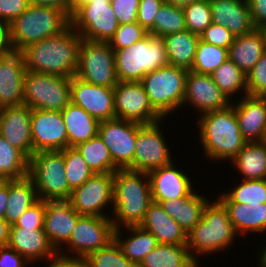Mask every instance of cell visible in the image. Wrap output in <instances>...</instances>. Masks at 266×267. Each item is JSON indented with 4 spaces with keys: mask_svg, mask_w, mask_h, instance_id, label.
<instances>
[{
    "mask_svg": "<svg viewBox=\"0 0 266 267\" xmlns=\"http://www.w3.org/2000/svg\"><path fill=\"white\" fill-rule=\"evenodd\" d=\"M81 40L70 24L63 32L27 46L21 51L26 70L72 78Z\"/></svg>",
    "mask_w": 266,
    "mask_h": 267,
    "instance_id": "cell-1",
    "label": "cell"
},
{
    "mask_svg": "<svg viewBox=\"0 0 266 267\" xmlns=\"http://www.w3.org/2000/svg\"><path fill=\"white\" fill-rule=\"evenodd\" d=\"M113 208L111 220L114 228L139 226L153 202L148 174L130 169L113 173Z\"/></svg>",
    "mask_w": 266,
    "mask_h": 267,
    "instance_id": "cell-2",
    "label": "cell"
},
{
    "mask_svg": "<svg viewBox=\"0 0 266 267\" xmlns=\"http://www.w3.org/2000/svg\"><path fill=\"white\" fill-rule=\"evenodd\" d=\"M197 124L202 151L212 161H231L247 144L231 104L224 109L201 114Z\"/></svg>",
    "mask_w": 266,
    "mask_h": 267,
    "instance_id": "cell-3",
    "label": "cell"
},
{
    "mask_svg": "<svg viewBox=\"0 0 266 267\" xmlns=\"http://www.w3.org/2000/svg\"><path fill=\"white\" fill-rule=\"evenodd\" d=\"M237 235L227 208L216 198L206 204L202 219L187 233V247L193 258L216 254L232 247Z\"/></svg>",
    "mask_w": 266,
    "mask_h": 267,
    "instance_id": "cell-4",
    "label": "cell"
},
{
    "mask_svg": "<svg viewBox=\"0 0 266 267\" xmlns=\"http://www.w3.org/2000/svg\"><path fill=\"white\" fill-rule=\"evenodd\" d=\"M71 24L70 16L62 9L51 6L29 5L10 23L14 51L63 32Z\"/></svg>",
    "mask_w": 266,
    "mask_h": 267,
    "instance_id": "cell-5",
    "label": "cell"
},
{
    "mask_svg": "<svg viewBox=\"0 0 266 267\" xmlns=\"http://www.w3.org/2000/svg\"><path fill=\"white\" fill-rule=\"evenodd\" d=\"M114 52L118 81L140 82L147 73L169 65L164 41L151 34Z\"/></svg>",
    "mask_w": 266,
    "mask_h": 267,
    "instance_id": "cell-6",
    "label": "cell"
},
{
    "mask_svg": "<svg viewBox=\"0 0 266 267\" xmlns=\"http://www.w3.org/2000/svg\"><path fill=\"white\" fill-rule=\"evenodd\" d=\"M28 177L38 199L69 200L72 189L65 177L64 150L38 151L29 159Z\"/></svg>",
    "mask_w": 266,
    "mask_h": 267,
    "instance_id": "cell-7",
    "label": "cell"
},
{
    "mask_svg": "<svg viewBox=\"0 0 266 267\" xmlns=\"http://www.w3.org/2000/svg\"><path fill=\"white\" fill-rule=\"evenodd\" d=\"M187 74V69L167 65L147 73L140 81L152 107L164 119L184 107Z\"/></svg>",
    "mask_w": 266,
    "mask_h": 267,
    "instance_id": "cell-8",
    "label": "cell"
},
{
    "mask_svg": "<svg viewBox=\"0 0 266 267\" xmlns=\"http://www.w3.org/2000/svg\"><path fill=\"white\" fill-rule=\"evenodd\" d=\"M71 103V78L26 71L24 105L30 109L62 111Z\"/></svg>",
    "mask_w": 266,
    "mask_h": 267,
    "instance_id": "cell-9",
    "label": "cell"
},
{
    "mask_svg": "<svg viewBox=\"0 0 266 267\" xmlns=\"http://www.w3.org/2000/svg\"><path fill=\"white\" fill-rule=\"evenodd\" d=\"M75 76L94 85L114 88L118 79L115 52L109 42L82 39Z\"/></svg>",
    "mask_w": 266,
    "mask_h": 267,
    "instance_id": "cell-10",
    "label": "cell"
},
{
    "mask_svg": "<svg viewBox=\"0 0 266 267\" xmlns=\"http://www.w3.org/2000/svg\"><path fill=\"white\" fill-rule=\"evenodd\" d=\"M70 19L82 39L95 42H109L119 26L110 0H91Z\"/></svg>",
    "mask_w": 266,
    "mask_h": 267,
    "instance_id": "cell-11",
    "label": "cell"
},
{
    "mask_svg": "<svg viewBox=\"0 0 266 267\" xmlns=\"http://www.w3.org/2000/svg\"><path fill=\"white\" fill-rule=\"evenodd\" d=\"M114 231L111 217L81 215L65 244L69 249L66 250L72 257L85 259L89 254L107 247L114 240Z\"/></svg>",
    "mask_w": 266,
    "mask_h": 267,
    "instance_id": "cell-12",
    "label": "cell"
},
{
    "mask_svg": "<svg viewBox=\"0 0 266 267\" xmlns=\"http://www.w3.org/2000/svg\"><path fill=\"white\" fill-rule=\"evenodd\" d=\"M163 121L162 119L150 124L139 123L133 158V171L149 173L153 169L173 162L170 148L166 143L167 138L163 135L162 126L160 127Z\"/></svg>",
    "mask_w": 266,
    "mask_h": 267,
    "instance_id": "cell-13",
    "label": "cell"
},
{
    "mask_svg": "<svg viewBox=\"0 0 266 267\" xmlns=\"http://www.w3.org/2000/svg\"><path fill=\"white\" fill-rule=\"evenodd\" d=\"M113 173H94L72 190L70 203L80 215L110 217L104 210L113 208Z\"/></svg>",
    "mask_w": 266,
    "mask_h": 267,
    "instance_id": "cell-14",
    "label": "cell"
},
{
    "mask_svg": "<svg viewBox=\"0 0 266 267\" xmlns=\"http://www.w3.org/2000/svg\"><path fill=\"white\" fill-rule=\"evenodd\" d=\"M139 123L114 118L99 122L98 135L109 149L119 169H133V158Z\"/></svg>",
    "mask_w": 266,
    "mask_h": 267,
    "instance_id": "cell-15",
    "label": "cell"
},
{
    "mask_svg": "<svg viewBox=\"0 0 266 267\" xmlns=\"http://www.w3.org/2000/svg\"><path fill=\"white\" fill-rule=\"evenodd\" d=\"M115 116L141 124L164 119L151 105L141 82L118 81L114 87Z\"/></svg>",
    "mask_w": 266,
    "mask_h": 267,
    "instance_id": "cell-16",
    "label": "cell"
},
{
    "mask_svg": "<svg viewBox=\"0 0 266 267\" xmlns=\"http://www.w3.org/2000/svg\"><path fill=\"white\" fill-rule=\"evenodd\" d=\"M31 136L33 154L67 148L68 134L61 111L32 110Z\"/></svg>",
    "mask_w": 266,
    "mask_h": 267,
    "instance_id": "cell-17",
    "label": "cell"
},
{
    "mask_svg": "<svg viewBox=\"0 0 266 267\" xmlns=\"http://www.w3.org/2000/svg\"><path fill=\"white\" fill-rule=\"evenodd\" d=\"M71 102L83 108L99 122L116 118L112 87L94 85L73 76Z\"/></svg>",
    "mask_w": 266,
    "mask_h": 267,
    "instance_id": "cell-18",
    "label": "cell"
},
{
    "mask_svg": "<svg viewBox=\"0 0 266 267\" xmlns=\"http://www.w3.org/2000/svg\"><path fill=\"white\" fill-rule=\"evenodd\" d=\"M80 216L69 200L45 201L43 229L51 245L63 256V245L69 241Z\"/></svg>",
    "mask_w": 266,
    "mask_h": 267,
    "instance_id": "cell-19",
    "label": "cell"
},
{
    "mask_svg": "<svg viewBox=\"0 0 266 267\" xmlns=\"http://www.w3.org/2000/svg\"><path fill=\"white\" fill-rule=\"evenodd\" d=\"M193 106L200 115L228 107L231 102L210 74L188 71L183 105Z\"/></svg>",
    "mask_w": 266,
    "mask_h": 267,
    "instance_id": "cell-20",
    "label": "cell"
},
{
    "mask_svg": "<svg viewBox=\"0 0 266 267\" xmlns=\"http://www.w3.org/2000/svg\"><path fill=\"white\" fill-rule=\"evenodd\" d=\"M31 113L26 105L0 108V135L28 159L33 155Z\"/></svg>",
    "mask_w": 266,
    "mask_h": 267,
    "instance_id": "cell-21",
    "label": "cell"
},
{
    "mask_svg": "<svg viewBox=\"0 0 266 267\" xmlns=\"http://www.w3.org/2000/svg\"><path fill=\"white\" fill-rule=\"evenodd\" d=\"M176 167L173 161L147 173L153 202L189 197L195 191L190 177Z\"/></svg>",
    "mask_w": 266,
    "mask_h": 267,
    "instance_id": "cell-22",
    "label": "cell"
},
{
    "mask_svg": "<svg viewBox=\"0 0 266 267\" xmlns=\"http://www.w3.org/2000/svg\"><path fill=\"white\" fill-rule=\"evenodd\" d=\"M26 71L21 52L0 58V108L24 104Z\"/></svg>",
    "mask_w": 266,
    "mask_h": 267,
    "instance_id": "cell-23",
    "label": "cell"
},
{
    "mask_svg": "<svg viewBox=\"0 0 266 267\" xmlns=\"http://www.w3.org/2000/svg\"><path fill=\"white\" fill-rule=\"evenodd\" d=\"M8 247L21 254L30 265L48 260L58 252L51 245L43 228L10 227Z\"/></svg>",
    "mask_w": 266,
    "mask_h": 267,
    "instance_id": "cell-24",
    "label": "cell"
},
{
    "mask_svg": "<svg viewBox=\"0 0 266 267\" xmlns=\"http://www.w3.org/2000/svg\"><path fill=\"white\" fill-rule=\"evenodd\" d=\"M234 107L238 126L247 142H262L266 124V99L263 96L245 95Z\"/></svg>",
    "mask_w": 266,
    "mask_h": 267,
    "instance_id": "cell-25",
    "label": "cell"
},
{
    "mask_svg": "<svg viewBox=\"0 0 266 267\" xmlns=\"http://www.w3.org/2000/svg\"><path fill=\"white\" fill-rule=\"evenodd\" d=\"M212 21L227 28L233 35L241 36L255 27L247 0H209Z\"/></svg>",
    "mask_w": 266,
    "mask_h": 267,
    "instance_id": "cell-26",
    "label": "cell"
},
{
    "mask_svg": "<svg viewBox=\"0 0 266 267\" xmlns=\"http://www.w3.org/2000/svg\"><path fill=\"white\" fill-rule=\"evenodd\" d=\"M140 226L152 233L158 244L187 245L186 231L159 203L152 202Z\"/></svg>",
    "mask_w": 266,
    "mask_h": 267,
    "instance_id": "cell-27",
    "label": "cell"
},
{
    "mask_svg": "<svg viewBox=\"0 0 266 267\" xmlns=\"http://www.w3.org/2000/svg\"><path fill=\"white\" fill-rule=\"evenodd\" d=\"M195 190L189 197L164 200V210L188 233L201 219L206 204L210 201Z\"/></svg>",
    "mask_w": 266,
    "mask_h": 267,
    "instance_id": "cell-28",
    "label": "cell"
},
{
    "mask_svg": "<svg viewBox=\"0 0 266 267\" xmlns=\"http://www.w3.org/2000/svg\"><path fill=\"white\" fill-rule=\"evenodd\" d=\"M264 53L262 35L258 28H254L249 33L235 36L228 49V59L247 76Z\"/></svg>",
    "mask_w": 266,
    "mask_h": 267,
    "instance_id": "cell-29",
    "label": "cell"
},
{
    "mask_svg": "<svg viewBox=\"0 0 266 267\" xmlns=\"http://www.w3.org/2000/svg\"><path fill=\"white\" fill-rule=\"evenodd\" d=\"M68 134V147H76L98 134L99 121L72 102L61 111Z\"/></svg>",
    "mask_w": 266,
    "mask_h": 267,
    "instance_id": "cell-30",
    "label": "cell"
},
{
    "mask_svg": "<svg viewBox=\"0 0 266 267\" xmlns=\"http://www.w3.org/2000/svg\"><path fill=\"white\" fill-rule=\"evenodd\" d=\"M237 234L245 235L266 232V203L247 205L243 203H223ZM252 232V233H251Z\"/></svg>",
    "mask_w": 266,
    "mask_h": 267,
    "instance_id": "cell-31",
    "label": "cell"
},
{
    "mask_svg": "<svg viewBox=\"0 0 266 267\" xmlns=\"http://www.w3.org/2000/svg\"><path fill=\"white\" fill-rule=\"evenodd\" d=\"M128 231V237L122 236L124 232L122 229ZM123 228H116L114 231V240L120 246L123 254L137 265L144 259V257L153 250L157 245L156 237L149 231L139 226H127Z\"/></svg>",
    "mask_w": 266,
    "mask_h": 267,
    "instance_id": "cell-32",
    "label": "cell"
},
{
    "mask_svg": "<svg viewBox=\"0 0 266 267\" xmlns=\"http://www.w3.org/2000/svg\"><path fill=\"white\" fill-rule=\"evenodd\" d=\"M169 65L192 69L200 35L185 30L162 37Z\"/></svg>",
    "mask_w": 266,
    "mask_h": 267,
    "instance_id": "cell-33",
    "label": "cell"
},
{
    "mask_svg": "<svg viewBox=\"0 0 266 267\" xmlns=\"http://www.w3.org/2000/svg\"><path fill=\"white\" fill-rule=\"evenodd\" d=\"M38 200L33 181L27 176L8 180V200L4 219L13 225L20 216Z\"/></svg>",
    "mask_w": 266,
    "mask_h": 267,
    "instance_id": "cell-34",
    "label": "cell"
},
{
    "mask_svg": "<svg viewBox=\"0 0 266 267\" xmlns=\"http://www.w3.org/2000/svg\"><path fill=\"white\" fill-rule=\"evenodd\" d=\"M231 161L242 179H266V143L247 142Z\"/></svg>",
    "mask_w": 266,
    "mask_h": 267,
    "instance_id": "cell-35",
    "label": "cell"
},
{
    "mask_svg": "<svg viewBox=\"0 0 266 267\" xmlns=\"http://www.w3.org/2000/svg\"><path fill=\"white\" fill-rule=\"evenodd\" d=\"M192 258L187 245L158 244L138 267H183Z\"/></svg>",
    "mask_w": 266,
    "mask_h": 267,
    "instance_id": "cell-36",
    "label": "cell"
},
{
    "mask_svg": "<svg viewBox=\"0 0 266 267\" xmlns=\"http://www.w3.org/2000/svg\"><path fill=\"white\" fill-rule=\"evenodd\" d=\"M29 159L0 135V180H18L28 176Z\"/></svg>",
    "mask_w": 266,
    "mask_h": 267,
    "instance_id": "cell-37",
    "label": "cell"
},
{
    "mask_svg": "<svg viewBox=\"0 0 266 267\" xmlns=\"http://www.w3.org/2000/svg\"><path fill=\"white\" fill-rule=\"evenodd\" d=\"M228 192V193H227ZM218 199L222 203H243L249 206L266 203V179H242Z\"/></svg>",
    "mask_w": 266,
    "mask_h": 267,
    "instance_id": "cell-38",
    "label": "cell"
},
{
    "mask_svg": "<svg viewBox=\"0 0 266 267\" xmlns=\"http://www.w3.org/2000/svg\"><path fill=\"white\" fill-rule=\"evenodd\" d=\"M76 148L94 173H114L119 169L113 163L108 147L98 134L78 144Z\"/></svg>",
    "mask_w": 266,
    "mask_h": 267,
    "instance_id": "cell-39",
    "label": "cell"
},
{
    "mask_svg": "<svg viewBox=\"0 0 266 267\" xmlns=\"http://www.w3.org/2000/svg\"><path fill=\"white\" fill-rule=\"evenodd\" d=\"M211 77L231 102L236 93L247 95V76L231 60L227 59L211 74Z\"/></svg>",
    "mask_w": 266,
    "mask_h": 267,
    "instance_id": "cell-40",
    "label": "cell"
},
{
    "mask_svg": "<svg viewBox=\"0 0 266 267\" xmlns=\"http://www.w3.org/2000/svg\"><path fill=\"white\" fill-rule=\"evenodd\" d=\"M185 30L187 29L182 6L164 2L157 11L153 27L148 31V34L162 38Z\"/></svg>",
    "mask_w": 266,
    "mask_h": 267,
    "instance_id": "cell-41",
    "label": "cell"
},
{
    "mask_svg": "<svg viewBox=\"0 0 266 267\" xmlns=\"http://www.w3.org/2000/svg\"><path fill=\"white\" fill-rule=\"evenodd\" d=\"M228 59V49L199 40L191 71L212 74Z\"/></svg>",
    "mask_w": 266,
    "mask_h": 267,
    "instance_id": "cell-42",
    "label": "cell"
},
{
    "mask_svg": "<svg viewBox=\"0 0 266 267\" xmlns=\"http://www.w3.org/2000/svg\"><path fill=\"white\" fill-rule=\"evenodd\" d=\"M64 160L65 177L72 190L81 186L94 174L76 147L64 149Z\"/></svg>",
    "mask_w": 266,
    "mask_h": 267,
    "instance_id": "cell-43",
    "label": "cell"
},
{
    "mask_svg": "<svg viewBox=\"0 0 266 267\" xmlns=\"http://www.w3.org/2000/svg\"><path fill=\"white\" fill-rule=\"evenodd\" d=\"M85 260L87 267H138L123 254L115 240L107 247L89 254Z\"/></svg>",
    "mask_w": 266,
    "mask_h": 267,
    "instance_id": "cell-44",
    "label": "cell"
},
{
    "mask_svg": "<svg viewBox=\"0 0 266 267\" xmlns=\"http://www.w3.org/2000/svg\"><path fill=\"white\" fill-rule=\"evenodd\" d=\"M186 29L200 35L213 21L209 0L191 2L182 6Z\"/></svg>",
    "mask_w": 266,
    "mask_h": 267,
    "instance_id": "cell-45",
    "label": "cell"
},
{
    "mask_svg": "<svg viewBox=\"0 0 266 267\" xmlns=\"http://www.w3.org/2000/svg\"><path fill=\"white\" fill-rule=\"evenodd\" d=\"M147 34L148 32L138 22L119 24L109 44L114 51L120 50L132 46Z\"/></svg>",
    "mask_w": 266,
    "mask_h": 267,
    "instance_id": "cell-46",
    "label": "cell"
},
{
    "mask_svg": "<svg viewBox=\"0 0 266 267\" xmlns=\"http://www.w3.org/2000/svg\"><path fill=\"white\" fill-rule=\"evenodd\" d=\"M266 93V52L247 74V95L263 96Z\"/></svg>",
    "mask_w": 266,
    "mask_h": 267,
    "instance_id": "cell-47",
    "label": "cell"
},
{
    "mask_svg": "<svg viewBox=\"0 0 266 267\" xmlns=\"http://www.w3.org/2000/svg\"><path fill=\"white\" fill-rule=\"evenodd\" d=\"M234 39L235 35L227 28L213 22L200 34V40L203 42L227 49L234 42Z\"/></svg>",
    "mask_w": 266,
    "mask_h": 267,
    "instance_id": "cell-48",
    "label": "cell"
},
{
    "mask_svg": "<svg viewBox=\"0 0 266 267\" xmlns=\"http://www.w3.org/2000/svg\"><path fill=\"white\" fill-rule=\"evenodd\" d=\"M45 215V201L38 199L15 222L21 228H43Z\"/></svg>",
    "mask_w": 266,
    "mask_h": 267,
    "instance_id": "cell-49",
    "label": "cell"
},
{
    "mask_svg": "<svg viewBox=\"0 0 266 267\" xmlns=\"http://www.w3.org/2000/svg\"><path fill=\"white\" fill-rule=\"evenodd\" d=\"M110 2L119 24L137 22L140 0H111Z\"/></svg>",
    "mask_w": 266,
    "mask_h": 267,
    "instance_id": "cell-50",
    "label": "cell"
},
{
    "mask_svg": "<svg viewBox=\"0 0 266 267\" xmlns=\"http://www.w3.org/2000/svg\"><path fill=\"white\" fill-rule=\"evenodd\" d=\"M164 0H140L137 22L148 32L153 27L155 15Z\"/></svg>",
    "mask_w": 266,
    "mask_h": 267,
    "instance_id": "cell-51",
    "label": "cell"
},
{
    "mask_svg": "<svg viewBox=\"0 0 266 267\" xmlns=\"http://www.w3.org/2000/svg\"><path fill=\"white\" fill-rule=\"evenodd\" d=\"M30 5L29 0H0V18L9 24Z\"/></svg>",
    "mask_w": 266,
    "mask_h": 267,
    "instance_id": "cell-52",
    "label": "cell"
},
{
    "mask_svg": "<svg viewBox=\"0 0 266 267\" xmlns=\"http://www.w3.org/2000/svg\"><path fill=\"white\" fill-rule=\"evenodd\" d=\"M30 264L21 254L6 247H0V267H28Z\"/></svg>",
    "mask_w": 266,
    "mask_h": 267,
    "instance_id": "cell-53",
    "label": "cell"
},
{
    "mask_svg": "<svg viewBox=\"0 0 266 267\" xmlns=\"http://www.w3.org/2000/svg\"><path fill=\"white\" fill-rule=\"evenodd\" d=\"M255 28L266 24V0H247Z\"/></svg>",
    "mask_w": 266,
    "mask_h": 267,
    "instance_id": "cell-54",
    "label": "cell"
},
{
    "mask_svg": "<svg viewBox=\"0 0 266 267\" xmlns=\"http://www.w3.org/2000/svg\"><path fill=\"white\" fill-rule=\"evenodd\" d=\"M50 262L47 267H87L85 259L72 257L65 254V256L57 253L55 256L49 258Z\"/></svg>",
    "mask_w": 266,
    "mask_h": 267,
    "instance_id": "cell-55",
    "label": "cell"
},
{
    "mask_svg": "<svg viewBox=\"0 0 266 267\" xmlns=\"http://www.w3.org/2000/svg\"><path fill=\"white\" fill-rule=\"evenodd\" d=\"M13 52L10 24L0 18V58L8 56Z\"/></svg>",
    "mask_w": 266,
    "mask_h": 267,
    "instance_id": "cell-56",
    "label": "cell"
},
{
    "mask_svg": "<svg viewBox=\"0 0 266 267\" xmlns=\"http://www.w3.org/2000/svg\"><path fill=\"white\" fill-rule=\"evenodd\" d=\"M29 3L37 6L56 7L67 13V0H29Z\"/></svg>",
    "mask_w": 266,
    "mask_h": 267,
    "instance_id": "cell-57",
    "label": "cell"
},
{
    "mask_svg": "<svg viewBox=\"0 0 266 267\" xmlns=\"http://www.w3.org/2000/svg\"><path fill=\"white\" fill-rule=\"evenodd\" d=\"M8 200V180H0V217L4 218Z\"/></svg>",
    "mask_w": 266,
    "mask_h": 267,
    "instance_id": "cell-58",
    "label": "cell"
},
{
    "mask_svg": "<svg viewBox=\"0 0 266 267\" xmlns=\"http://www.w3.org/2000/svg\"><path fill=\"white\" fill-rule=\"evenodd\" d=\"M11 225L2 217H0V247H6L9 243Z\"/></svg>",
    "mask_w": 266,
    "mask_h": 267,
    "instance_id": "cell-59",
    "label": "cell"
},
{
    "mask_svg": "<svg viewBox=\"0 0 266 267\" xmlns=\"http://www.w3.org/2000/svg\"><path fill=\"white\" fill-rule=\"evenodd\" d=\"M90 2L91 0H67V14L71 18L82 6Z\"/></svg>",
    "mask_w": 266,
    "mask_h": 267,
    "instance_id": "cell-60",
    "label": "cell"
},
{
    "mask_svg": "<svg viewBox=\"0 0 266 267\" xmlns=\"http://www.w3.org/2000/svg\"><path fill=\"white\" fill-rule=\"evenodd\" d=\"M265 247L261 248V250H258V266L260 267H266V245Z\"/></svg>",
    "mask_w": 266,
    "mask_h": 267,
    "instance_id": "cell-61",
    "label": "cell"
},
{
    "mask_svg": "<svg viewBox=\"0 0 266 267\" xmlns=\"http://www.w3.org/2000/svg\"><path fill=\"white\" fill-rule=\"evenodd\" d=\"M166 3L177 5V6H184L191 2L201 1V0H164Z\"/></svg>",
    "mask_w": 266,
    "mask_h": 267,
    "instance_id": "cell-62",
    "label": "cell"
},
{
    "mask_svg": "<svg viewBox=\"0 0 266 267\" xmlns=\"http://www.w3.org/2000/svg\"><path fill=\"white\" fill-rule=\"evenodd\" d=\"M200 260L198 258H192L186 265L183 267H200Z\"/></svg>",
    "mask_w": 266,
    "mask_h": 267,
    "instance_id": "cell-63",
    "label": "cell"
},
{
    "mask_svg": "<svg viewBox=\"0 0 266 267\" xmlns=\"http://www.w3.org/2000/svg\"><path fill=\"white\" fill-rule=\"evenodd\" d=\"M258 30L260 31L262 38H263V44H264V50L266 52V24L259 27Z\"/></svg>",
    "mask_w": 266,
    "mask_h": 267,
    "instance_id": "cell-64",
    "label": "cell"
},
{
    "mask_svg": "<svg viewBox=\"0 0 266 267\" xmlns=\"http://www.w3.org/2000/svg\"><path fill=\"white\" fill-rule=\"evenodd\" d=\"M262 142L266 143V124H265L264 132H263Z\"/></svg>",
    "mask_w": 266,
    "mask_h": 267,
    "instance_id": "cell-65",
    "label": "cell"
}]
</instances>
